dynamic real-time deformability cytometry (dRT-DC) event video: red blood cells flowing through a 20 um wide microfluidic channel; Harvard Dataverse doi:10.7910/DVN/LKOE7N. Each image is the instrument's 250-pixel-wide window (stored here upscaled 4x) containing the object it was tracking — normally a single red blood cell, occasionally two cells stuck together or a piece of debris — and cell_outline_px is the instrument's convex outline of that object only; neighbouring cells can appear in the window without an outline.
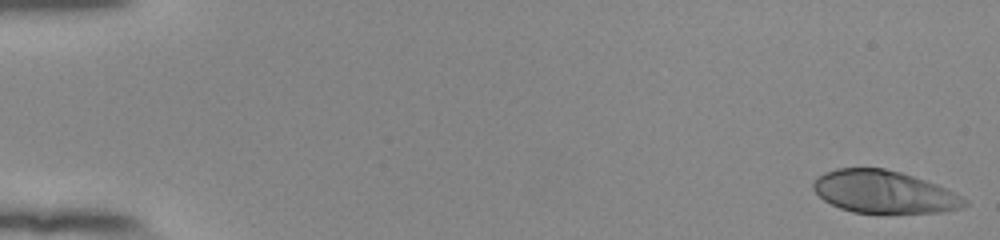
{"species": "human", "species_latin": "Homo sapiens", "temperature_condition": "room temperature", "stored_images_in_passage": 54, "camera_frame_rate_fps": 3000, "um_per_image_px": 0.085, "donor": {"sex": "female"}, "frame": {"image": 1, "passage_image": 1, "time_ms": 0.0, "image_size_px": [1000, 240], "cell_outline_px": [[968, 204], [944, 212], [852, 212], [840, 208], [824, 200], [812, 188], [812, 184], [816, 176], [824, 172], [836, 168], [884, 168], [900, 172], [936, 184], [968, 200]], "centroid_in_image_um": [75.08, 16.29], "position_along_channel_um": 9.9, "area_um2": 36.99}}
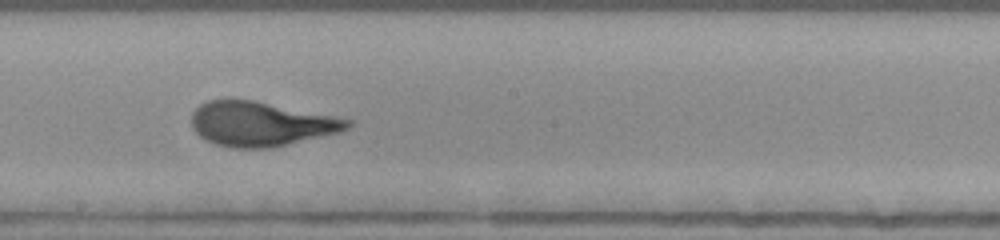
{"frame": {"image": 2, "passage_image": 31, "time_ms": 10.0, "image_size_px": [1000, 240], "cell_outline_px": [[352, 124], [348, 128], [340, 132], [268, 148], [232, 148], [216, 144], [204, 140], [192, 128], [192, 112], [200, 104], [208, 100], [232, 96], [336, 116], [352, 120]], "centroid_in_image_um": [22.12, 10.5], "position_along_channel_um": 226.1, "area_um2": 40.86}}
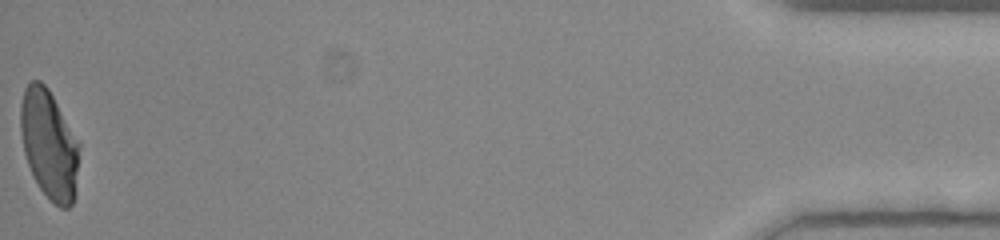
{"frame": {"image": 3, "passage_image": 54, "time_ms": 17.667, "image_size_px": [1000, 240], "cell_outline_px": [[80, 144], [76, 192], [72, 204], [68, 208], [60, 208], [40, 188], [28, 164], [24, 152], [20, 128], [20, 104], [24, 88], [32, 80], [40, 80], [48, 88]], "centroid_in_image_um": [4.18, 12.26], "position_along_channel_um": 431.0, "area_um2": 37.11}, "authors_computed_cell_mechanics": {"area_um2": 38.9283, "velocity_mm_per_s": 3.8409, "shape_relaxation_time_tau1_ms": 5.5223, "shape_relaxation_time_tau2_ms": null, "deformation_change_tau1": 0.2382, "deformation_change_tau2": null}}